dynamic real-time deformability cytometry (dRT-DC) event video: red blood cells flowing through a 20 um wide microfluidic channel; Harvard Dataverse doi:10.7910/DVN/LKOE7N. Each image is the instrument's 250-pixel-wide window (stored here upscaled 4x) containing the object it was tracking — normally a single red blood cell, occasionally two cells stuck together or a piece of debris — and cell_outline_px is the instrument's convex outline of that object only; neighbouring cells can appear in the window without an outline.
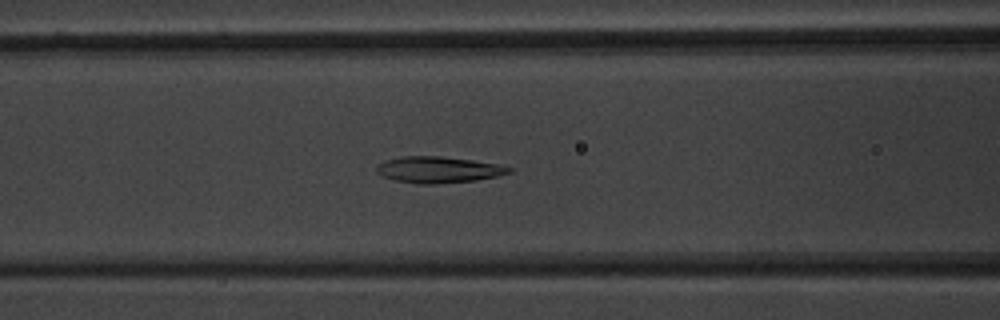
{"species": "common noctule bat (a hibernating species)", "species_latin": "Nyctalus noctula", "temperature_condition": "warm", "stored_images_in_passage": 53, "camera_frame_rate_fps": 3000, "um_per_image_px": 0.085, "animal": {"sex": "male", "body_mass_g": 20.1, "forearm_length_mm": 53.5}, "frame": {"image": 1, "passage_image": 22, "time_ms": 7.0, "image_size_px": [1000, 320], "cell_outline_px": [[512, 172], [496, 176], [476, 180], [436, 184], [416, 184], [396, 180], [384, 176], [376, 172], [376, 168], [380, 164], [388, 160], [404, 156], [440, 156], [472, 160], [500, 164], [512, 168]], "centroid_in_image_um": [37.3, 14.43], "position_along_channel_um": 129.3, "area_um2": 20.11}}
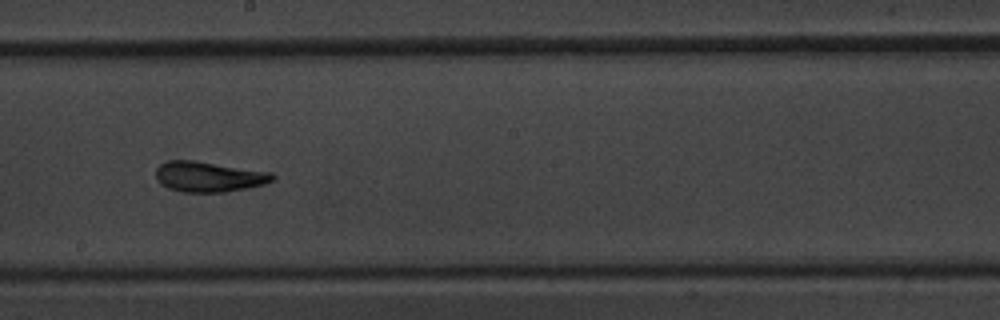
{"frame": {"image": 2, "passage_image": 30, "time_ms": 9.667, "image_size_px": [1000, 320], "cell_outline_px": [[276, 176], [272, 180], [264, 184], [248, 188], [224, 192], [184, 192], [168, 188], [156, 176], [156, 168], [160, 164], [168, 160], [192, 160], [272, 172]], "centroid_in_image_um": [17.77, 15.01], "position_along_channel_um": 230.4, "area_um2": 20.46}}
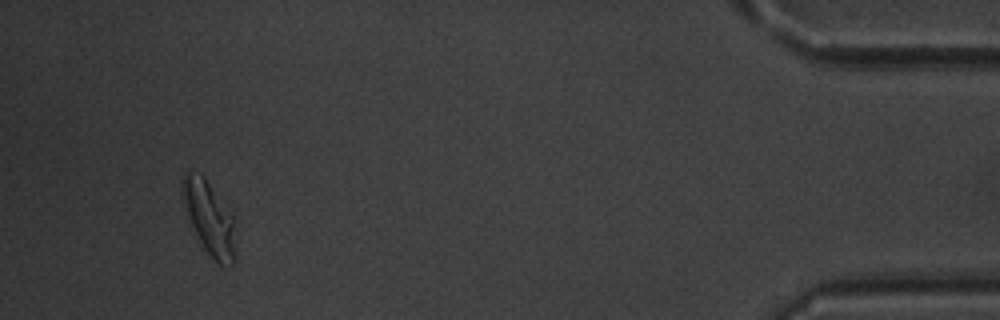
{"frame": {"image": 3, "passage_image": 50, "time_ms": 16.333, "image_size_px": [1000, 320], "cell_outline_px": [[236, 264], [232, 268], [216, 268], [200, 248], [188, 216], [180, 192], [180, 180], [188, 168], [204, 176], [232, 216], [236, 256]], "centroid_in_image_um": [17.76, 18.68], "position_along_channel_um": 417.4, "area_um2": 23.99}, "authors_computed_cell_mechanics": {"area_um2": 20.9236, "velocity_mm_per_s": 3.7982, "shape_relaxation_time_tau1_ms": 4.6473, "shape_relaxation_time_tau2_ms": 2.1184, "deformation_change_tau1": 0.1629, "deformation_change_tau2": 0.089}}